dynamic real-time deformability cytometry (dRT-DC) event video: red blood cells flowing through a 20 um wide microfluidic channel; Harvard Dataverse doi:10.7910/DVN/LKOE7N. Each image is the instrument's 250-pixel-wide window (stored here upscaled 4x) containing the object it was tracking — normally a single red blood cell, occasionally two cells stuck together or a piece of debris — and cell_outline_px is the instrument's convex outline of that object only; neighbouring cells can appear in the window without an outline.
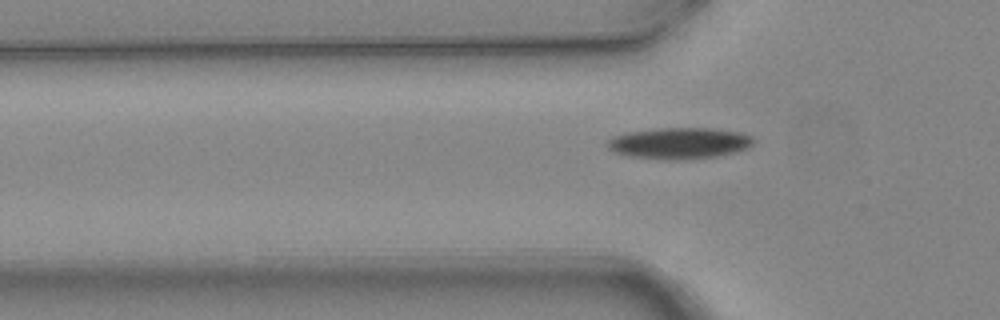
{"species": "common noctule bat (a hibernating species)", "species_latin": "Nyctalus noctula", "temperature_condition": "warm", "stored_images_in_passage": 3, "camera_frame_rate_fps": 3000, "um_per_image_px": 0.085, "animal": {"sex": "female", "body_mass_g": 24.6, "forearm_length_mm": 56.2}, "frame": {"image": 1, "passage_image": 3, "time_ms": 0.667, "image_size_px": [1000, 320], "cell_outline_px": [[756, 140], [748, 148], [736, 152], [716, 156], [684, 160], [664, 160], [628, 156], [616, 152], [608, 148], [608, 140], [612, 136], [628, 132], [660, 128], [708, 128], [740, 132], [752, 136]], "centroid_in_image_um": [57.76, 12.18], "position_along_channel_um": 68.0, "area_um2": 26.76}}